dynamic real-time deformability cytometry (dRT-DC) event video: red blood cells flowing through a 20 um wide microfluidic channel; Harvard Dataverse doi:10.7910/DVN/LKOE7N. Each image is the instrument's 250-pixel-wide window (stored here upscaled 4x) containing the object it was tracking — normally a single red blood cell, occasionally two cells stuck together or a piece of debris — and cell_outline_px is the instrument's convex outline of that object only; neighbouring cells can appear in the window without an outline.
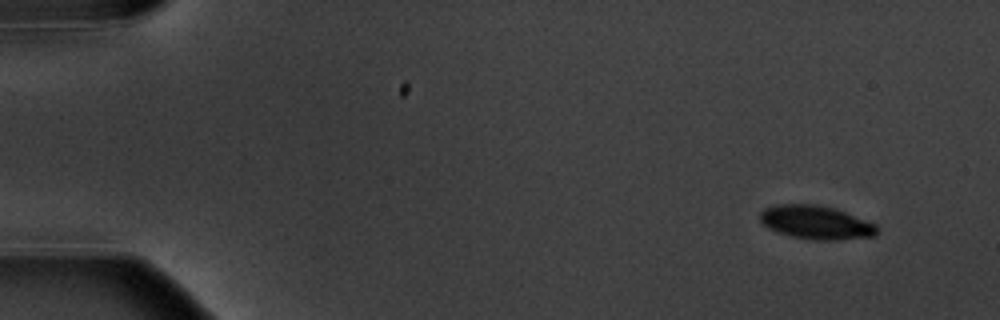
{"species": "common noctule bat (a hibernating species)", "species_latin": "Nyctalus noctula", "temperature_condition": "warm", "stored_images_in_passage": 10, "camera_frame_rate_fps": 3000, "um_per_image_px": 0.085, "animal": {"sex": "male", "body_mass_g": 20.1, "forearm_length_mm": 53.5}, "frame": {"image": 1, "passage_image": 1, "time_ms": 0.0, "image_size_px": [1000, 320], "cell_outline_px": [[876, 236], [836, 240], [816, 240], [792, 236], [776, 232], [768, 228], [760, 220], [760, 212], [764, 208], [776, 204], [816, 204], [832, 208], [844, 212], [876, 224]], "centroid_in_image_um": [69.32, 18.9], "position_along_channel_um": 15.7, "area_um2": 22.72}}
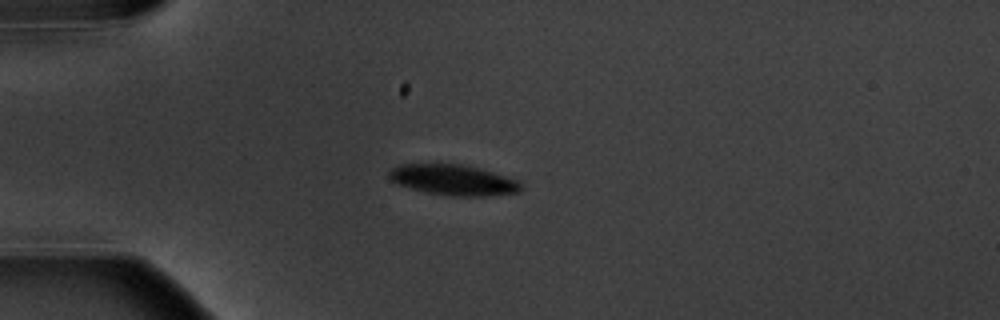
{"frame": {"image": 2, "passage_image": 4, "time_ms": 3.667, "image_size_px": [1000, 320], "cell_outline_px": [[524, 188], [520, 192], [484, 196], [448, 196], [428, 192], [412, 188], [400, 184], [392, 180], [388, 176], [388, 172], [392, 168], [400, 164], [460, 164], [480, 168], [516, 180]], "centroid_in_image_um": [38.54, 15.29], "position_along_channel_um": 46.5, "area_um2": 23.24}}
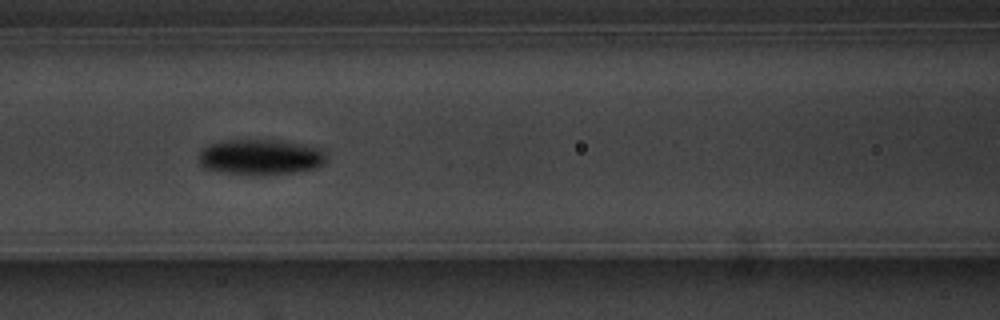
{"frame": {"image": 3, "passage_image": 7, "time_ms": 7.0, "image_size_px": [1000, 320], "cell_outline_px": [[324, 164], [316, 168], [292, 172], [220, 172], [204, 168], [200, 164], [200, 152], [208, 144], [224, 140], [280, 140], [304, 144], [316, 148], [324, 152]], "centroid_in_image_um": [22.12, 13.3], "position_along_channel_um": 144.5, "area_um2": 25.43}}